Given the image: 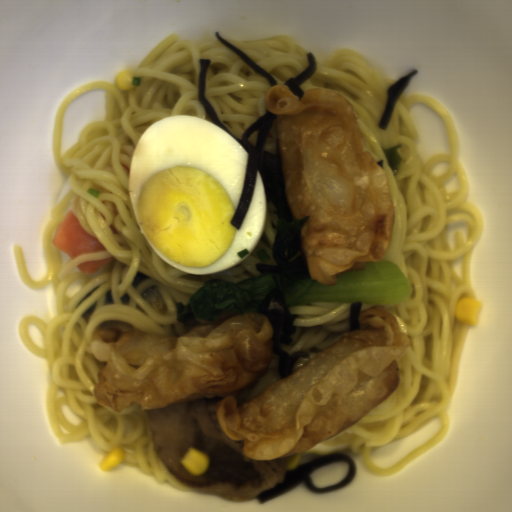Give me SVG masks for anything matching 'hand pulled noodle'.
Listing matches in <instances>:
<instances>
[{"instance_id":"bd1af8b7","label":"hand pulled noodle","mask_w":512,"mask_h":512,"mask_svg":"<svg viewBox=\"0 0 512 512\" xmlns=\"http://www.w3.org/2000/svg\"><path fill=\"white\" fill-rule=\"evenodd\" d=\"M256 65L271 75L278 85L303 72L308 65V51L287 36L256 40L224 39Z\"/></svg>"},{"instance_id":"14784b9a","label":"hand pulled noodle","mask_w":512,"mask_h":512,"mask_svg":"<svg viewBox=\"0 0 512 512\" xmlns=\"http://www.w3.org/2000/svg\"><path fill=\"white\" fill-rule=\"evenodd\" d=\"M209 59L204 97L220 123L242 139L245 130L262 115L272 87L220 40L196 45L172 33L157 44L132 73L140 85L122 91L116 82L94 81L74 90L60 104L52 138L56 165L68 176L71 192L54 207L42 234L46 273L32 279L22 246L12 251L18 274L29 289L51 285L58 314L46 323L33 315L19 321L18 333L28 351L47 359L46 413L49 429L59 444L91 438L97 448L122 447V464L169 483L177 491L186 486L168 468L156 450L147 408L131 403L112 411L96 399L95 389L105 362L90 350L101 328L132 329L181 338L199 325H209L239 314L229 312L212 321H179L176 303L189 302L199 288L214 278L237 282L263 276L257 264H274L273 246L279 228L277 207L268 209L261 241L238 265L207 273L186 272L158 256L146 240L129 197L132 152L154 122L173 115L211 121L199 100L200 60ZM105 89L106 117L91 121L79 140L61 154L63 113L72 101L94 89ZM212 122V121H211ZM100 190L98 198L87 189ZM74 211L82 229L106 248L79 254L74 260L52 246L53 233L67 212ZM114 257L97 271L82 272L86 260ZM158 287L168 309L162 316L142 299L148 286ZM68 406L81 419L78 426L60 412Z\"/></svg>"},{"instance_id":"772679e5","label":"hand pulled noodle","mask_w":512,"mask_h":512,"mask_svg":"<svg viewBox=\"0 0 512 512\" xmlns=\"http://www.w3.org/2000/svg\"><path fill=\"white\" fill-rule=\"evenodd\" d=\"M394 82L384 80L353 48H341L325 61L316 60L315 74L300 86L303 95L310 89L327 88L350 103L363 134L364 151L386 174L395 218L383 260L400 268L411 293L403 303L362 304L360 314L371 308L388 310L410 344L396 361V391L338 435L292 455L287 470L328 454L353 453L361 455L364 469L374 476L398 474L445 439L449 429L447 409L469 328L458 321L456 306L461 298L475 297L471 254L485 223L478 207L467 199L469 181L459 162L454 119L438 99L403 91L386 130H380L387 90ZM416 104H425L441 118L449 153L421 156L409 113ZM399 143H403L398 150L403 162L393 173L383 149ZM435 419L442 422L436 437L393 467L373 463L372 452Z\"/></svg>"},{"instance_id":"2babfb4a","label":"hand pulled noodle","mask_w":512,"mask_h":512,"mask_svg":"<svg viewBox=\"0 0 512 512\" xmlns=\"http://www.w3.org/2000/svg\"><path fill=\"white\" fill-rule=\"evenodd\" d=\"M368 325H369V324L361 323V322H360V330H361V329H364V328H366V327H368Z\"/></svg>"},{"instance_id":"2289bc40","label":"hand pulled noodle","mask_w":512,"mask_h":512,"mask_svg":"<svg viewBox=\"0 0 512 512\" xmlns=\"http://www.w3.org/2000/svg\"><path fill=\"white\" fill-rule=\"evenodd\" d=\"M352 303L317 304L287 308L297 316L291 344L281 345L288 353L307 352L308 357L298 359L292 374L307 361L315 358L337 343L345 333L352 332Z\"/></svg>"},{"instance_id":"8796e031","label":"hand pulled noodle","mask_w":512,"mask_h":512,"mask_svg":"<svg viewBox=\"0 0 512 512\" xmlns=\"http://www.w3.org/2000/svg\"><path fill=\"white\" fill-rule=\"evenodd\" d=\"M278 362H279L278 355H276L275 353L272 352L271 361L268 365H278Z\"/></svg>"}]
</instances>
